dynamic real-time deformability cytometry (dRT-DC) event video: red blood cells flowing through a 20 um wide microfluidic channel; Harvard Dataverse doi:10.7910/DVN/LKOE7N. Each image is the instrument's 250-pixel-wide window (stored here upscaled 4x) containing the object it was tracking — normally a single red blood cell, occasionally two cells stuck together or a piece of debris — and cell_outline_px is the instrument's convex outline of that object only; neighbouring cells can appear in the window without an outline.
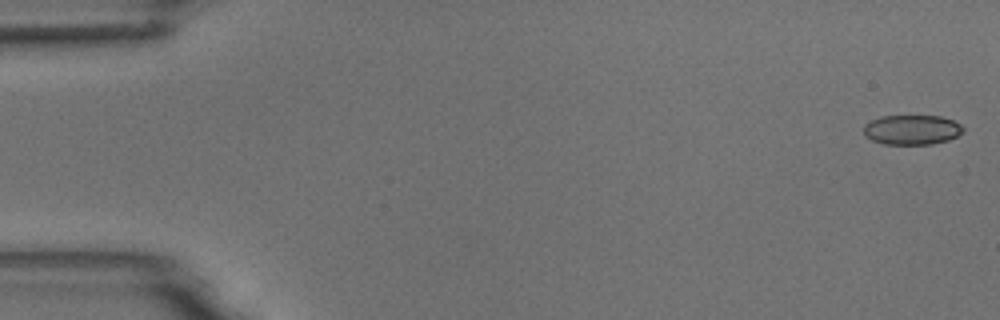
{"species": "common noctule bat (a hibernating species)", "species_latin": "Nyctalus noctula", "temperature_condition": "room temperature", "stored_images_in_passage": 7, "camera_frame_rate_fps": 3000, "um_per_image_px": 0.085, "animal": {"sex": "male", "body_mass_g": 18.8}, "frame": {"image": 1, "passage_image": 1, "time_ms": 0.0, "image_size_px": [1000, 320], "cell_outline_px": [[964, 132], [948, 140], [932, 144], [884, 144], [872, 140], [864, 136], [864, 124], [880, 116], [940, 116], [952, 120], [960, 124], [964, 128]], "centroid_in_image_um": [77.5, 11.03], "position_along_channel_um": 7.5, "area_um2": 17.28}}
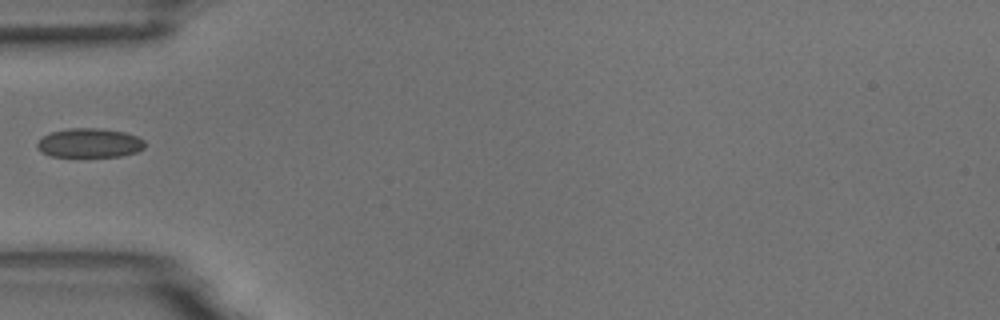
{"frame": {"image": 2, "passage_image": 5, "time_ms": 5.667, "image_size_px": [1000, 320], "cell_outline_px": [[144, 148], [136, 152], [120, 156], [52, 156], [40, 152], [36, 148], [36, 144], [44, 136], [52, 132], [68, 128], [100, 128], [124, 132], [136, 136], [144, 140]], "centroid_in_image_um": [7.59, 12.15], "position_along_channel_um": 77.4, "area_um2": 18.21}}